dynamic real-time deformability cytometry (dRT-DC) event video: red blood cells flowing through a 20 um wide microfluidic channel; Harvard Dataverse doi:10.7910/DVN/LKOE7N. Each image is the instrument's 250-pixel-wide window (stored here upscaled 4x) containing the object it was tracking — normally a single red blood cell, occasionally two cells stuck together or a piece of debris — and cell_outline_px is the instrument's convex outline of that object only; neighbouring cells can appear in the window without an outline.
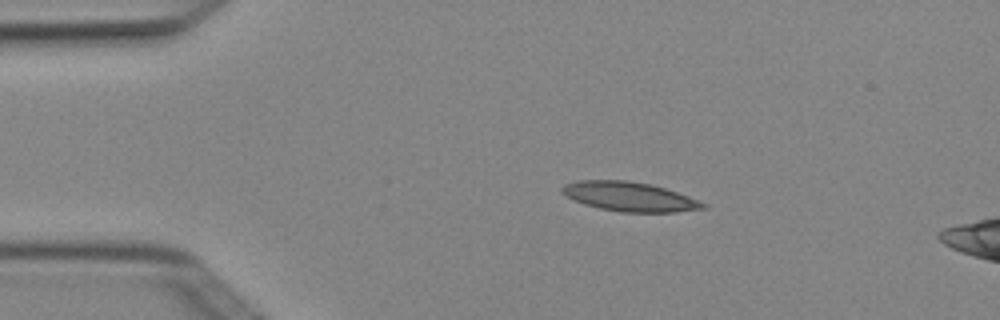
{"species": "Egyptian fruit bat (a non-hibernating species)", "species_latin": "Rousettus aegyptiacus", "temperature_condition": "cold", "stored_images_in_passage": 2, "camera_frame_rate_fps": 3000, "um_per_image_px": 0.085, "animal": {"sex": "female"}, "frame": {"image": 1, "passage_image": 1, "time_ms": 0.0, "image_size_px": [1000, 320], "cell_outline_px": [[708, 208], [676, 212], [620, 212], [600, 208], [584, 204], [568, 196], [560, 188], [564, 184], [576, 180], [628, 180], [652, 184], [688, 196], [708, 204]], "centroid_in_image_um": [53.54, 16.71], "position_along_channel_um": 31.5, "area_um2": 24.04}}